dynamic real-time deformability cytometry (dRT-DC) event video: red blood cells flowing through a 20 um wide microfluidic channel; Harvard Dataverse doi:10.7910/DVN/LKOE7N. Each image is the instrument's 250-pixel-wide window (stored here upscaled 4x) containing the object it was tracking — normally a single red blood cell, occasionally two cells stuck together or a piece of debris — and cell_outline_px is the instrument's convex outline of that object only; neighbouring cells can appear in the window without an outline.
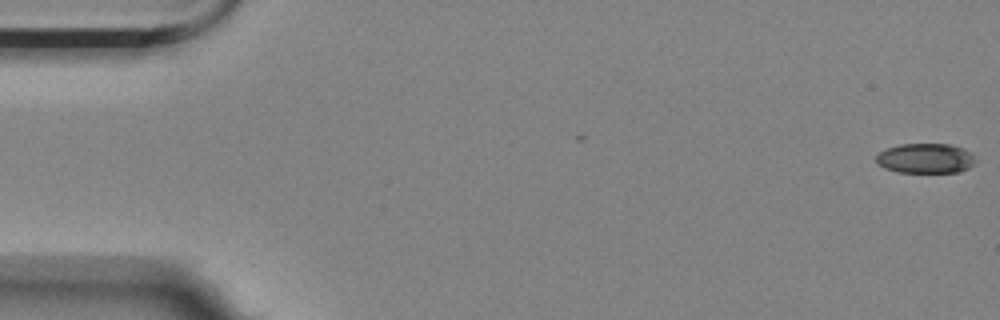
{"species": "Egyptian fruit bat (a non-hibernating species)", "species_latin": "Rousettus aegyptiacus", "temperature_condition": "room temperature", "stored_images_in_passage": 2, "camera_frame_rate_fps": 3000, "um_per_image_px": 0.085, "animal": {"sex": "female"}, "frame": {"image": 1, "passage_image": 2, "time_ms": 0.333, "image_size_px": [1000, 320], "cell_outline_px": [[976, 164], [960, 172], [896, 172], [884, 168], [876, 164], [876, 156], [880, 152], [888, 148], [900, 144], [948, 144], [964, 148], [976, 160]], "centroid_in_image_um": [78.66, 13.47], "position_along_channel_um": 6.3, "area_um2": 17.34}}